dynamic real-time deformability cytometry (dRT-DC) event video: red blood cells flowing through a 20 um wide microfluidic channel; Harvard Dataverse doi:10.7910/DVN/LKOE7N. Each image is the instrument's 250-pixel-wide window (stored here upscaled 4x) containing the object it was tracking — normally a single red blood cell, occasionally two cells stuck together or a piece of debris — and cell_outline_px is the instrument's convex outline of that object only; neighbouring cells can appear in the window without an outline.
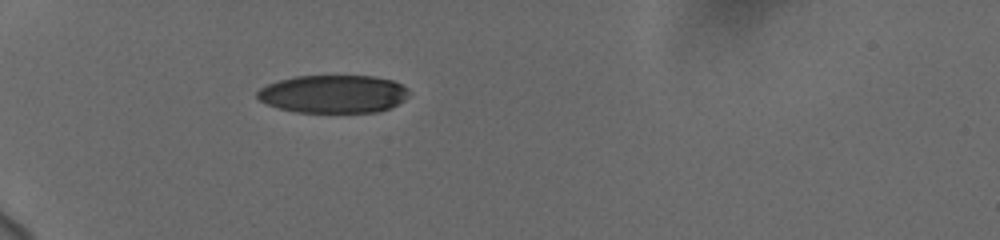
{"species": "human", "species_latin": "Homo sapiens", "temperature_condition": "cold", "stored_images_in_passage": 39, "camera_frame_rate_fps": 3000, "um_per_image_px": 0.085, "donor": {"sex": "female"}, "frame": {"image": 1, "passage_image": 1, "time_ms": 0.0, "image_size_px": [1000, 240], "cell_outline_px": [[408, 96], [404, 100], [388, 108], [376, 112], [296, 112], [280, 108], [268, 104], [260, 100], [256, 96], [256, 92], [260, 88], [268, 84], [280, 80], [296, 76], [376, 76], [392, 80], [408, 88]], "centroid_in_image_um": [28.34, 7.98], "position_along_channel_um": 56.7, "area_um2": 33.41}}
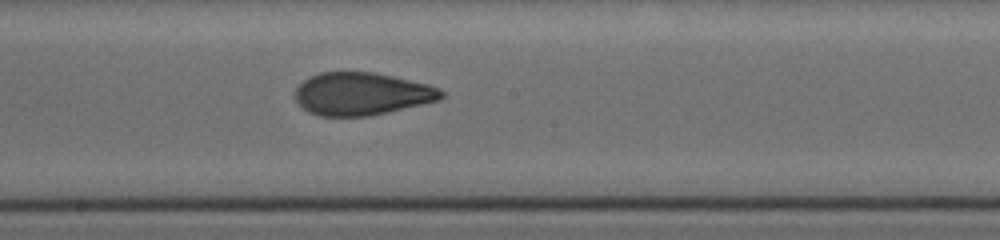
{"frame": {"image": 2, "passage_image": 16, "time_ms": 5.0, "image_size_px": [1000, 240], "cell_outline_px": [[444, 96], [440, 100], [368, 116], [320, 116], [308, 112], [296, 100], [296, 88], [304, 80], [320, 72], [372, 72], [392, 76], [428, 84], [440, 88], [444, 92]], "centroid_in_image_um": [30.76, 7.97], "position_along_channel_um": 217.4, "area_um2": 36.07}}
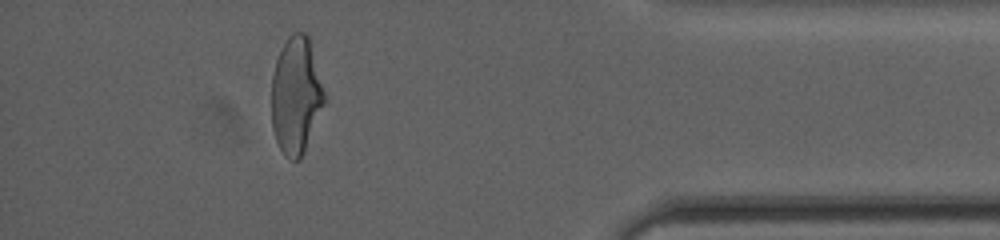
{"frame": {"image": 3, "passage_image": 34, "time_ms": 11.0, "image_size_px": [1000, 240], "cell_outline_px": [[324, 104], [304, 152], [300, 160], [292, 160], [284, 156], [276, 140], [272, 128], [272, 76], [276, 60], [288, 36], [292, 32], [304, 32], [308, 36], [324, 92]], "centroid_in_image_um": [25.14, 8.14], "position_along_channel_um": 410.1, "area_um2": 35.55}, "authors_computed_cell_mechanics": {"area_um2": 36.125, "velocity_mm_per_s": 3.7134, "shape_relaxation_time_tau1_ms": 6.3251, "shape_relaxation_time_tau2_ms": 1.459, "deformation_change_tau1": 0.212, "deformation_change_tau2": 0.0836}}